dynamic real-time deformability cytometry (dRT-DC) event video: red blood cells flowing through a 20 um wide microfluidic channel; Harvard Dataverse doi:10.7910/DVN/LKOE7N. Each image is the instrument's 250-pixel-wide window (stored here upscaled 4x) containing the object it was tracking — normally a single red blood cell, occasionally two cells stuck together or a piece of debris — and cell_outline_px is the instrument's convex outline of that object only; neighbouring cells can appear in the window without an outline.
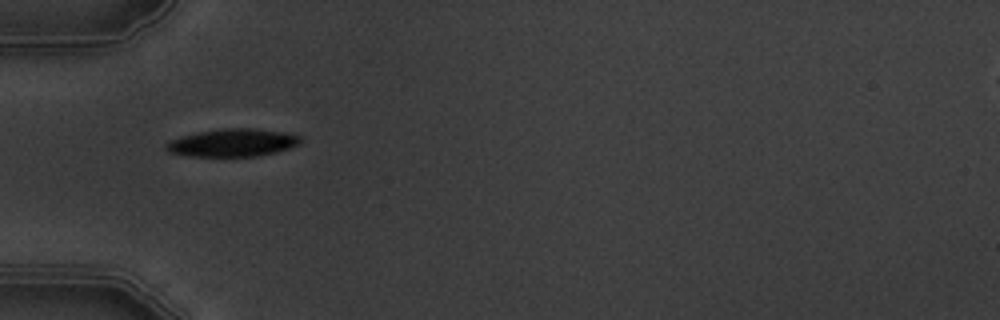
{"species": "common noctule bat (a hibernating species)", "species_latin": "Nyctalus noctula", "temperature_condition": "warm", "stored_images_in_passage": 4, "camera_frame_rate_fps": 3000, "um_per_image_px": 0.085, "animal": {"sex": "male", "body_mass_g": 19.5, "forearm_length_mm": 54.6}, "frame": {"image": 1, "passage_image": 1, "time_ms": 0.0, "image_size_px": [1000, 320], "cell_outline_px": [[300, 144], [276, 152], [256, 156], [188, 156], [168, 152], [164, 148], [172, 140], [180, 136], [200, 132], [224, 128], [252, 128], [284, 132], [300, 136]], "centroid_in_image_um": [19.77, 12.13], "position_along_channel_um": 65.2, "area_um2": 21.5}}